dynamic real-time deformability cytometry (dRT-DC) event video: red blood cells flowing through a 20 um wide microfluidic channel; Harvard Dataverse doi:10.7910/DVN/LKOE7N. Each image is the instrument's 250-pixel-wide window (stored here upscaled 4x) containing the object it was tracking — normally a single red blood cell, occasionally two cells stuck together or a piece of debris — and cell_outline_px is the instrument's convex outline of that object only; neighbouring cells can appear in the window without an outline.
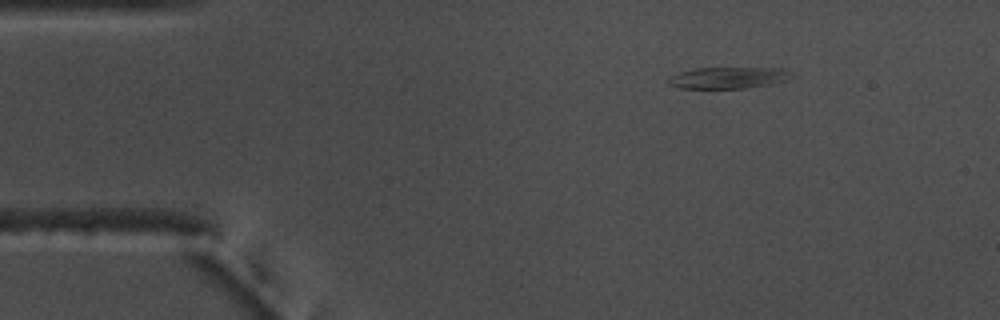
{"species": "common noctule bat (a hibernating species)", "species_latin": "Nyctalus noctula", "temperature_condition": "warm", "stored_images_in_passage": 48, "camera_frame_rate_fps": 3000, "um_per_image_px": 0.085, "animal": {"sex": "male", "body_mass_g": 17.5, "forearm_length_mm": 52.3}, "frame": {"image": 1, "passage_image": 1, "time_ms": 0.0, "image_size_px": [1000, 320], "cell_outline_px": [[792, 76], [784, 80], [772, 84], [744, 88], [680, 88], [668, 84], [668, 80], [672, 76], [680, 72], [696, 68], [784, 68], [792, 72]], "centroid_in_image_um": [61.93, 6.6], "position_along_channel_um": 23.1, "area_um2": 15.26}}
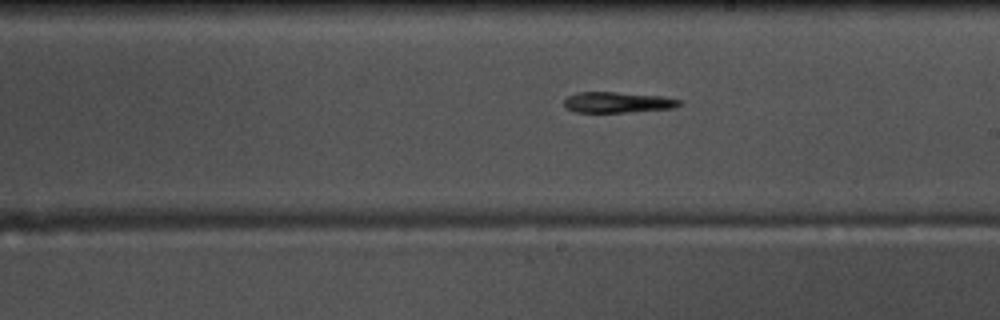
{"frame": {"image": 2, "passage_image": 24, "time_ms": 7.667, "image_size_px": [1000, 320], "cell_outline_px": [[680, 104], [676, 108], [624, 112], [576, 112], [568, 108], [564, 104], [564, 100], [568, 96], [580, 92], [616, 92], [664, 96], [680, 100]], "centroid_in_image_um": [52.52, 8.69], "position_along_channel_um": 236.5, "area_um2": 13.81}}
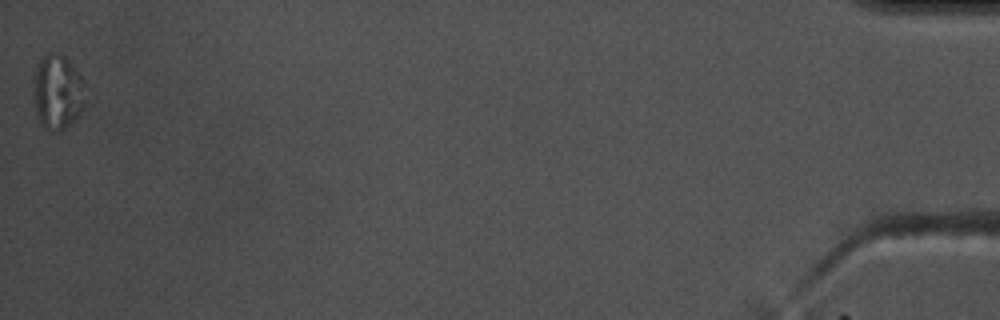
{"frame": {"image": 3, "passage_image": 48, "time_ms": 15.667, "image_size_px": [1000, 320], "cell_outline_px": [[96, 96], [64, 128], [56, 132], [52, 132], [44, 128], [36, 116], [32, 96], [36, 68], [40, 60], [48, 52], [56, 52], [64, 56], [80, 72]], "centroid_in_image_um": [5.02, 7.82], "position_along_channel_um": 430.2, "area_um2": 24.16}}